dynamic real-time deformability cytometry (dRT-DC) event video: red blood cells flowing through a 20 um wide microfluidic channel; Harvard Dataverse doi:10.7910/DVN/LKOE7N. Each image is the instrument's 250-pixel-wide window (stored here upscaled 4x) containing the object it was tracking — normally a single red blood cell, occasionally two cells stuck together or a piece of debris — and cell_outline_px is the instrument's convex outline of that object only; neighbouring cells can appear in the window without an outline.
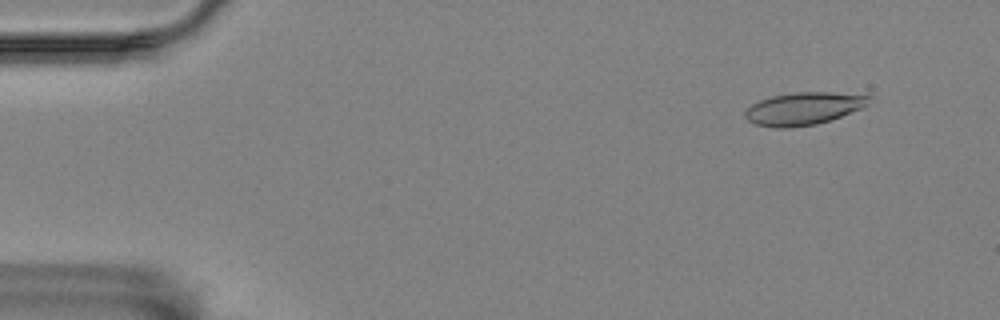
{"species": "Egyptian fruit bat (a non-hibernating species)", "species_latin": "Rousettus aegyptiacus", "temperature_condition": "room temperature", "stored_images_in_passage": 5, "camera_frame_rate_fps": 3000, "um_per_image_px": 0.085, "animal": {"sex": "female"}, "frame": {"image": 1, "passage_image": 2, "time_ms": 1.333, "image_size_px": [1000, 320], "cell_outline_px": [[872, 96], [868, 104], [864, 108], [816, 124], [788, 128], [776, 128], [756, 124], [748, 120], [744, 116], [744, 112], [752, 104], [760, 100], [772, 96], [796, 92], [828, 92]], "centroid_in_image_um": [68.3, 9.23], "position_along_channel_um": 16.7, "area_um2": 23.35}}
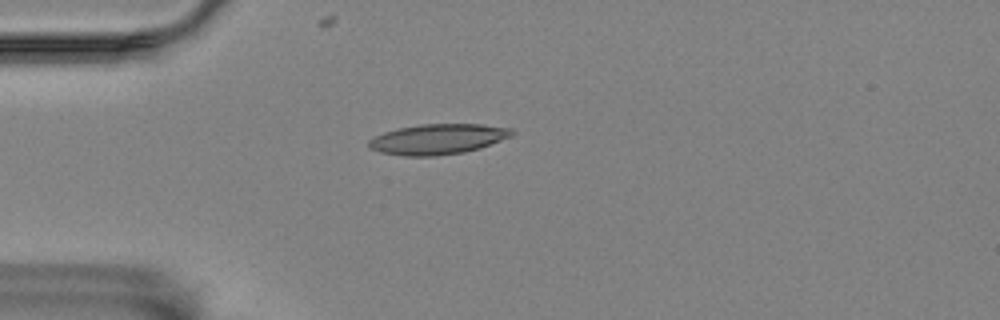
{"frame": {"image": 2, "passage_image": 5, "time_ms": 4.667, "image_size_px": [1000, 320], "cell_outline_px": [[516, 132], [512, 136], [480, 148], [464, 152], [436, 156], [404, 156], [380, 152], [368, 148], [368, 140], [384, 132], [396, 128], [420, 124], [480, 124], [512, 128]], "centroid_in_image_um": [37.21, 11.82], "position_along_channel_um": 47.8, "area_um2": 25.49}}